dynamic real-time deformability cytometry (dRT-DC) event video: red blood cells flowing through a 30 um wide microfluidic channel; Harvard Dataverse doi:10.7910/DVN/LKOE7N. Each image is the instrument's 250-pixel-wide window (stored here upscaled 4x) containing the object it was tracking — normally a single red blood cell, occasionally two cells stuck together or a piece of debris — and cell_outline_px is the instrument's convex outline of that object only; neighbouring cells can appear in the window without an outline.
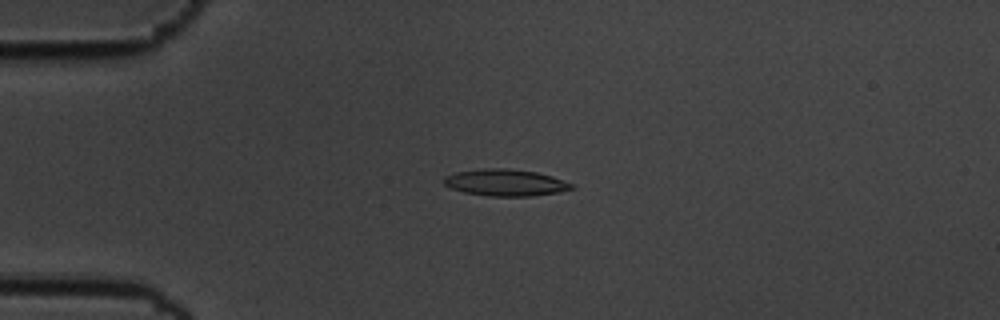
{"species": "common noctule bat (a hibernating species)", "species_latin": "Nyctalus noctula", "temperature_condition": "cold", "stored_images_in_passage": 40, "camera_frame_rate_fps": 3000, "um_per_image_px": 0.085, "animal": {"sex": "male", "body_mass_g": 19.5, "forearm_length_mm": 54.6}, "frame": {"image": 1, "passage_image": 5, "time_ms": 1.333, "image_size_px": [1000, 320], "cell_outline_px": [[576, 188], [556, 192], [532, 196], [488, 196], [464, 192], [452, 188], [444, 184], [444, 176], [456, 172], [488, 168], [508, 168], [536, 172], [552, 176], [576, 184]], "centroid_in_image_um": [43.01, 15.52], "position_along_channel_um": 42.0, "area_um2": 19.88}}
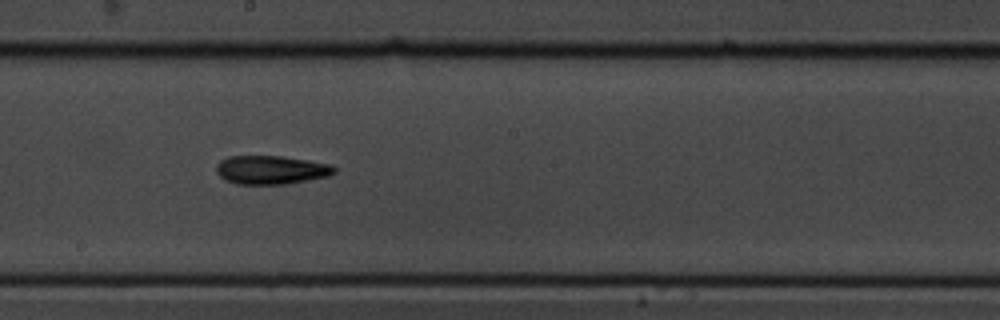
{"frame": {"image": 2, "passage_image": 23, "time_ms": 7.333, "image_size_px": [1000, 320], "cell_outline_px": [[336, 172], [328, 176], [288, 184], [236, 184], [224, 180], [216, 172], [216, 164], [220, 160], [228, 156], [280, 156], [308, 160], [332, 164], [336, 168]], "centroid_in_image_um": [23.03, 14.44], "position_along_channel_um": 225.2, "area_um2": 19.88}}
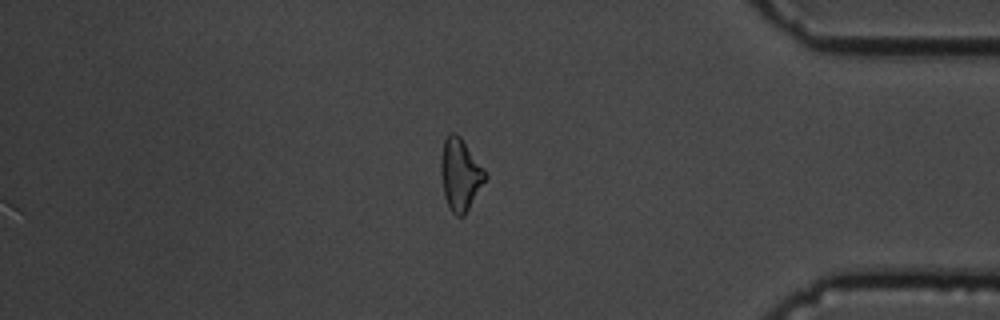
{"frame": {"image": 3, "passage_image": 40, "time_ms": 13.0, "image_size_px": [1000, 320], "cell_outline_px": [[488, 176], [464, 216], [456, 216], [452, 212], [444, 196], [440, 172], [440, 156], [444, 140], [448, 132], [456, 132], [460, 136], [484, 168]], "centroid_in_image_um": [39.1, 14.8], "position_along_channel_um": 396.1, "area_um2": 18.73}, "authors_computed_cell_mechanics": {"area_um2": 18.9584, "velocity_mm_per_s": 3.4884, "shape_relaxation_time_tau1_ms": 9.1853, "shape_relaxation_time_tau2_ms": 6.9675, "deformation_change_tau1": 0.2277, "deformation_change_tau2": 0.1849}}